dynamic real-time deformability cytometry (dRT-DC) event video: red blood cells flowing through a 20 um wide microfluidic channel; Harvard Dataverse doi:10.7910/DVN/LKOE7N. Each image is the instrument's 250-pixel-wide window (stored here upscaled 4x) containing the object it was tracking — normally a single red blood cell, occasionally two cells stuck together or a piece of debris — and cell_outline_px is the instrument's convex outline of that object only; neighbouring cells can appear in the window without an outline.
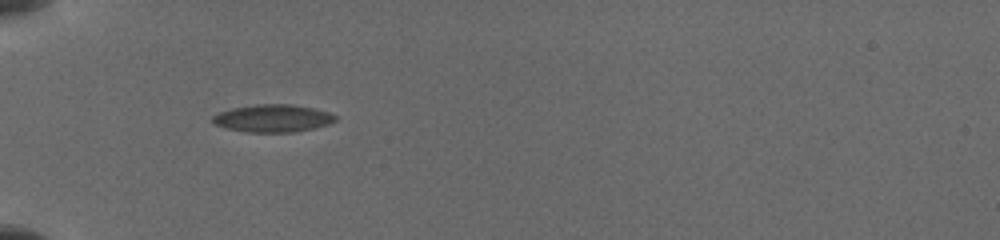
{"species": "common noctule bat (a hibernating species)", "species_latin": "Nyctalus noctula", "temperature_condition": "cold", "stored_images_in_passage": 10, "camera_frame_rate_fps": 3000, "um_per_image_px": 0.085, "animal": {"sex": "female", "body_mass_g": 19.5, "forearm_length_mm": 54.1}, "frame": {"image": 1, "passage_image": 2, "time_ms": 0.667, "image_size_px": [1000, 240], "cell_outline_px": [[340, 116], [336, 120], [328, 124], [312, 128], [292, 132], [248, 132], [224, 128], [212, 124], [212, 116], [220, 112], [232, 108], [256, 104], [292, 104], [312, 108], [328, 112]], "centroid_in_image_um": [23.17, 10.05], "position_along_channel_um": 61.8, "area_um2": 19.77}}
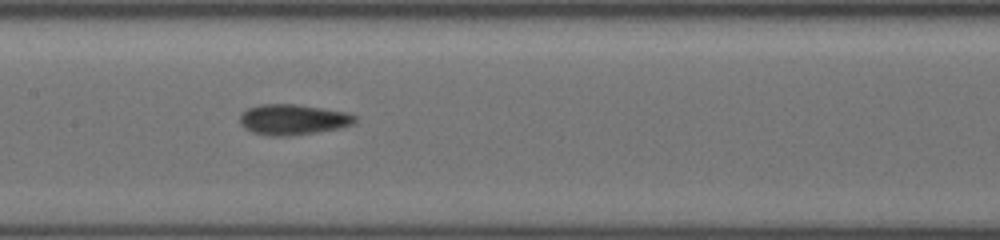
{"frame": {"image": 2, "passage_image": 7, "time_ms": 4.0, "image_size_px": [1000, 240], "cell_outline_px": [[356, 120], [352, 124], [340, 128], [316, 132], [288, 136], [268, 136], [252, 132], [244, 128], [240, 124], [240, 112], [248, 108], [260, 104], [296, 104], [348, 112], [356, 116]], "centroid_in_image_um": [24.87, 10.16], "position_along_channel_um": 182.5, "area_um2": 20.63}}
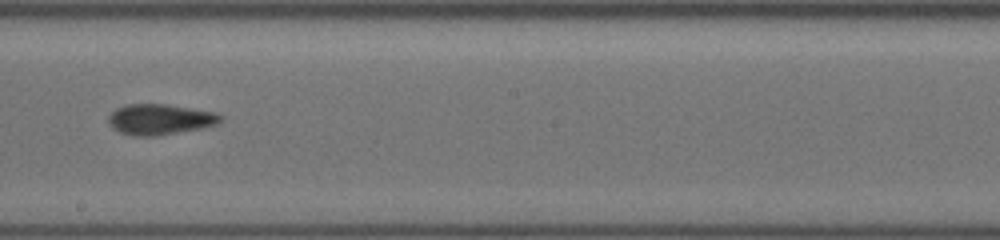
{"frame": {"image": 3, "passage_image": 9, "time_ms": 5.333, "image_size_px": [1000, 240], "cell_outline_px": [[224, 116], [216, 124], [204, 128], [156, 136], [132, 136], [120, 132], [112, 128], [108, 120], [108, 116], [116, 108], [124, 104], [164, 104], [216, 112]], "centroid_in_image_um": [13.58, 10.15], "position_along_channel_um": 234.6, "area_um2": 20.11}}